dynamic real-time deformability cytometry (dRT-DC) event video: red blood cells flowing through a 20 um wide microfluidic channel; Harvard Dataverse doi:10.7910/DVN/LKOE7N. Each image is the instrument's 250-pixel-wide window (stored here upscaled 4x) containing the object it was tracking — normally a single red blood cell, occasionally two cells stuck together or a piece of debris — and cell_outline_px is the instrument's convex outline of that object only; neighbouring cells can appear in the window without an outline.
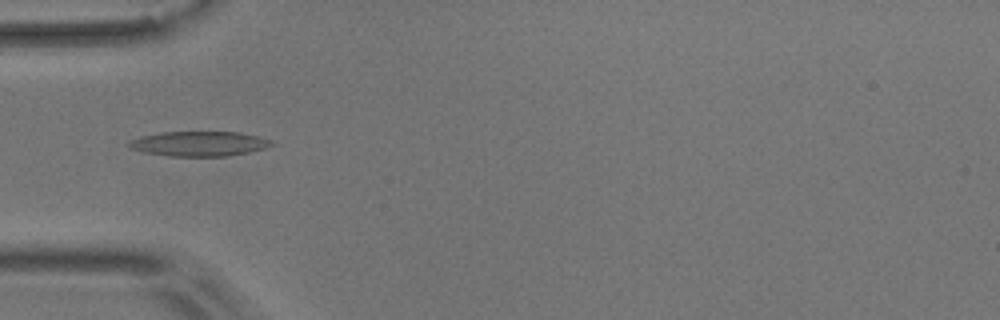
{"species": "common noctule bat (a hibernating species)", "species_latin": "Nyctalus noctula", "temperature_condition": "room temperature", "stored_images_in_passage": 5, "camera_frame_rate_fps": 3000, "um_per_image_px": 0.085, "animal": {"sex": "male", "body_mass_g": 17.9}, "frame": {"image": 1, "passage_image": 4, "time_ms": 3.667, "image_size_px": [1000, 320], "cell_outline_px": [[276, 144], [264, 148], [248, 152], [228, 156], [168, 156], [144, 152], [132, 148], [124, 144], [128, 140], [140, 136], [164, 132], [240, 132], [260, 136], [272, 140]], "centroid_in_image_um": [16.92, 12.21], "position_along_channel_um": 68.1, "area_um2": 20.81}}
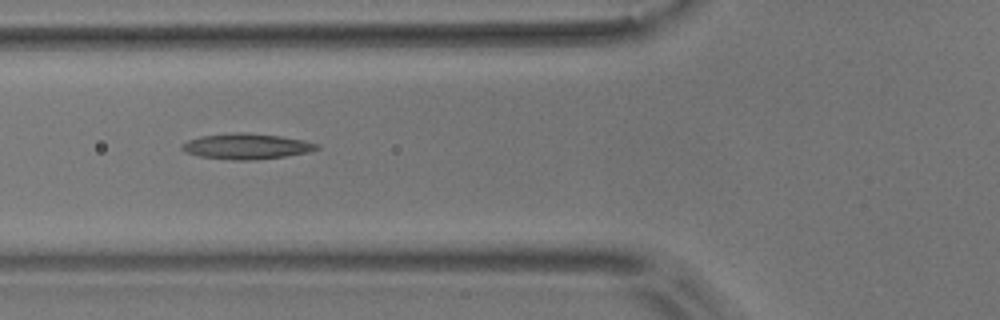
{"frame": {"image": 2, "passage_image": 5, "time_ms": 4.667, "image_size_px": [1000, 320], "cell_outline_px": [[320, 148], [308, 152], [284, 156], [252, 160], [232, 160], [200, 156], [184, 152], [180, 148], [180, 144], [188, 140], [200, 136], [236, 132], [244, 132], [280, 136], [304, 140], [320, 144]], "centroid_in_image_um": [20.93, 12.43], "position_along_channel_um": 104.9, "area_um2": 20.17}}